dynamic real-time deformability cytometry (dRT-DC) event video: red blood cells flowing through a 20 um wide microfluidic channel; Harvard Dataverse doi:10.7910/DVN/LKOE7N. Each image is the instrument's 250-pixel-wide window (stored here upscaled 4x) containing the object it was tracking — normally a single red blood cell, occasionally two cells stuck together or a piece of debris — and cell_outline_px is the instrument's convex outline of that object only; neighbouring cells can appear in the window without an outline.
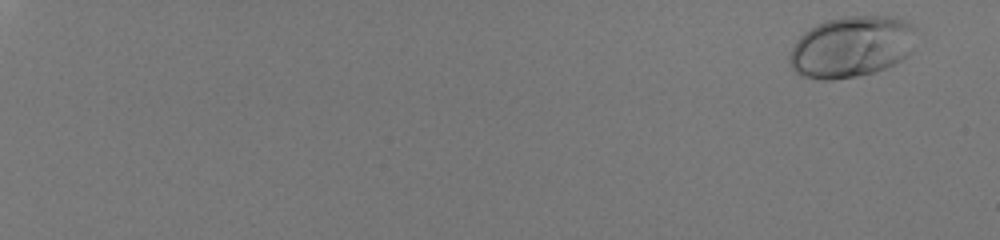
{"species": "human", "species_latin": "Homo sapiens", "temperature_condition": "room temperature", "stored_images_in_passage": 56, "camera_frame_rate_fps": 3000, "um_per_image_px": 0.085, "donor": {"sex": "male"}, "frame": {"image": 1, "passage_image": 2, "time_ms": 0.333, "image_size_px": [1000, 240], "cell_outline_px": [[916, 28], [912, 52], [908, 56], [884, 68], [872, 72], [856, 76], [832, 80], [820, 80], [800, 76], [792, 68], [788, 60], [788, 56], [796, 40], [804, 32], [816, 24], [828, 20], [844, 16], [896, 16], [908, 20]], "centroid_in_image_um": [72.38, 3.96], "position_along_channel_um": 12.6, "area_um2": 45.6}}
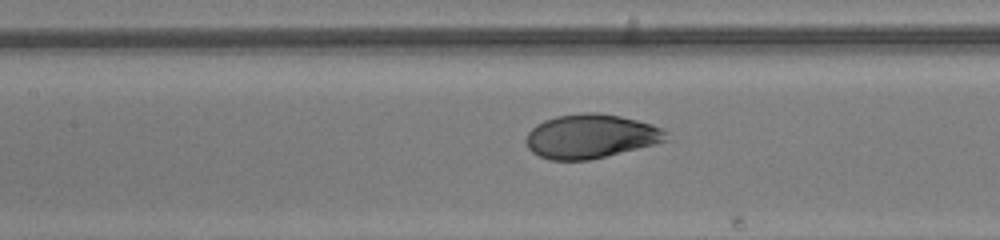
{"frame": {"image": 2, "passage_image": 32, "time_ms": 10.333, "image_size_px": [1000, 240], "cell_outline_px": [[672, 140], [656, 144], [588, 160], [548, 160], [532, 152], [528, 148], [524, 140], [528, 132], [536, 124], [544, 120], [556, 116], [584, 112], [596, 112], [620, 116], [652, 124], [664, 128], [668, 132]], "centroid_in_image_um": [50.24, 11.58], "position_along_channel_um": 157.2, "area_um2": 36.36}}
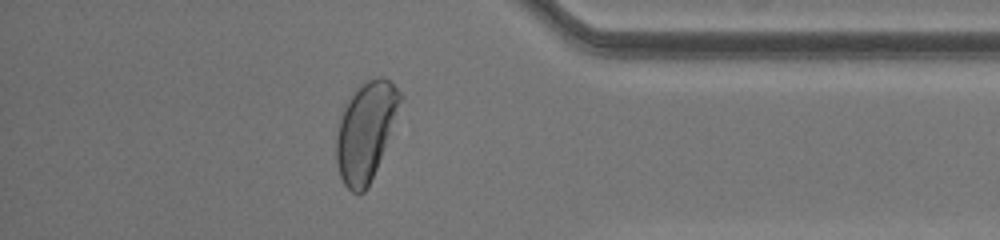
{"frame": {"image": 3, "passage_image": 51, "time_ms": 16.667, "image_size_px": [1000, 240], "cell_outline_px": [[404, 96], [376, 168], [368, 188], [364, 192], [352, 192], [344, 184], [340, 176], [336, 160], [336, 136], [340, 112], [348, 96], [364, 80], [376, 76], [380, 76], [388, 80]], "centroid_in_image_um": [31.05, 11.1], "position_along_channel_um": 404.1, "area_um2": 36.65}, "authors_computed_cell_mechanics": {"area_um2": 36.7897, "velocity_mm_per_s": 4.0759, "shape_relaxation_time_tau1_ms": 3.5523, "shape_relaxation_time_tau2_ms": null, "deformation_change_tau1": 0.1791, "deformation_change_tau2": null}}